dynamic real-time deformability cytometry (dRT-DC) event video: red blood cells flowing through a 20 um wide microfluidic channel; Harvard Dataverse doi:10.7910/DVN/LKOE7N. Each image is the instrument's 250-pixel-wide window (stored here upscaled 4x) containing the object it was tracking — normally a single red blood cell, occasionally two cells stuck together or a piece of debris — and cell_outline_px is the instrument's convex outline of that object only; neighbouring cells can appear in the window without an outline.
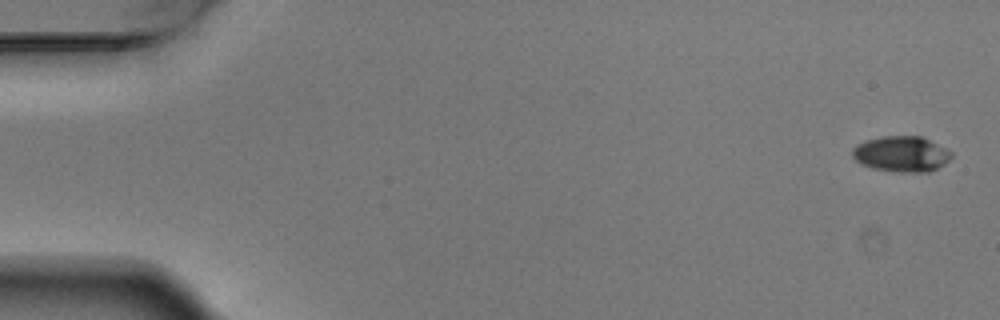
{"species": "Egyptian fruit bat (a non-hibernating species)", "species_latin": "Rousettus aegyptiacus", "temperature_condition": "warm", "stored_images_in_passage": 4, "camera_frame_rate_fps": 3000, "um_per_image_px": 0.085, "animal": {"sex": "male"}, "frame": {"image": 1, "passage_image": 1, "time_ms": 0.0, "image_size_px": [1000, 320], "cell_outline_px": [[952, 156], [944, 164], [928, 172], [900, 172], [872, 168], [856, 160], [852, 156], [852, 148], [856, 144], [868, 140], [884, 136], [920, 136], [952, 152]], "centroid_in_image_um": [76.6, 13.09], "position_along_channel_um": 8.4, "area_um2": 20.23}}
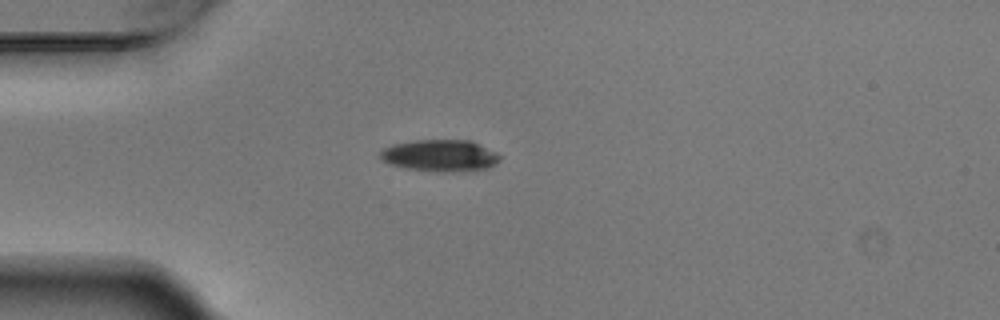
{"frame": {"image": 2, "passage_image": 4, "time_ms": 1.0, "image_size_px": [1000, 320], "cell_outline_px": [[500, 160], [496, 164], [488, 168], [456, 172], [436, 172], [404, 168], [388, 164], [380, 160], [380, 152], [384, 148], [392, 144], [416, 140], [472, 140], [496, 152], [500, 156]], "centroid_in_image_um": [37.39, 13.23], "position_along_channel_um": 47.6, "area_um2": 22.48}}